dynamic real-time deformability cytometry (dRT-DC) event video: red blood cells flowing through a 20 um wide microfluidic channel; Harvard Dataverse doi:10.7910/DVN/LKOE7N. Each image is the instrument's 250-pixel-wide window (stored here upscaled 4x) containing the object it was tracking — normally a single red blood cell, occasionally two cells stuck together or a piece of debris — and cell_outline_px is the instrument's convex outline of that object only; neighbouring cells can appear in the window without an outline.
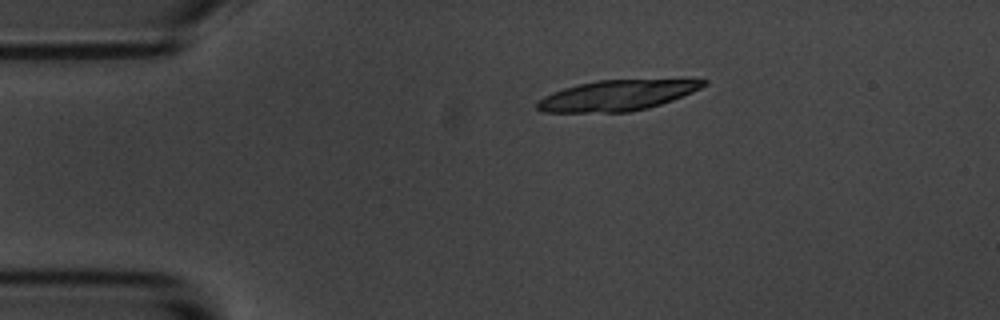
{"species": "common noctule bat (a hibernating species)", "species_latin": "Nyctalus noctula", "temperature_condition": "room temperature", "stored_images_in_passage": 5, "camera_frame_rate_fps": 3000, "um_per_image_px": 0.085, "animal": {"sex": "male", "body_mass_g": 20.1, "forearm_length_mm": 53.5}, "frame": {"image": 1, "passage_image": 1, "time_ms": 0.0, "image_size_px": [1000, 320], "cell_outline_px": [[708, 84], [692, 92], [672, 100], [648, 108], [632, 112], [540, 112], [536, 108], [536, 100], [552, 92], [564, 88], [596, 80], [708, 80]], "centroid_in_image_um": [52.38, 8.12], "position_along_channel_um": 32.6, "area_um2": 29.36}}